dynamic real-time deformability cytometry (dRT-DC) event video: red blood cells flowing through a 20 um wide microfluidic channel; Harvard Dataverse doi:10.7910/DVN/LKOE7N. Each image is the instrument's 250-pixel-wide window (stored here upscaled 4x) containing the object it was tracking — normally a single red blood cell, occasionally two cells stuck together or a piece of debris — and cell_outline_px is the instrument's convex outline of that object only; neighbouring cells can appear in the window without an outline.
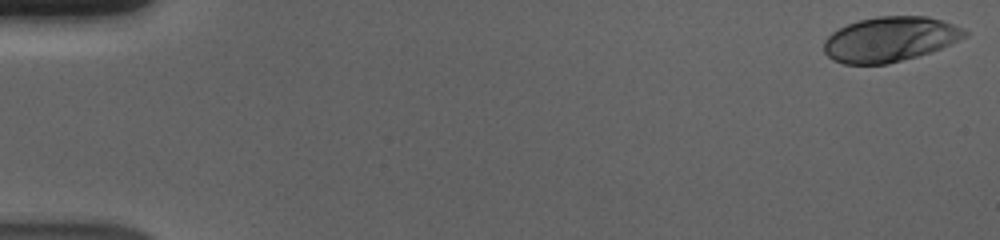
{"species": "human", "species_latin": "Homo sapiens", "temperature_condition": "cold", "stored_images_in_passage": 56, "camera_frame_rate_fps": 3000, "um_per_image_px": 0.085, "donor": {"sex": "male"}, "frame": {"image": 1, "passage_image": 1, "time_ms": 0.0, "image_size_px": [1000, 240], "cell_outline_px": [[968, 36], [940, 48], [916, 56], [888, 64], [844, 64], [832, 60], [824, 52], [824, 40], [832, 32], [848, 24], [860, 20], [880, 16], [928, 16], [944, 20], [964, 28], [968, 32]], "centroid_in_image_um": [75.66, 3.33], "position_along_channel_um": 9.3, "area_um2": 36.82}}
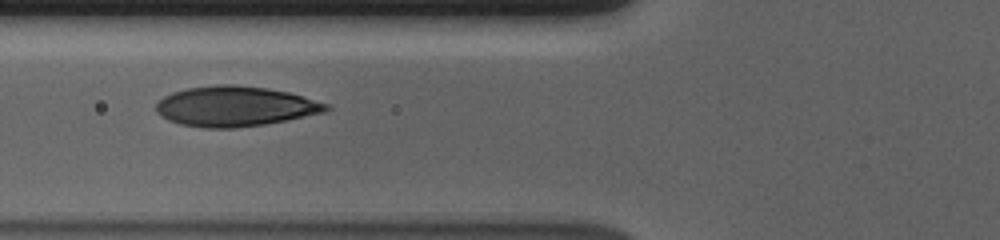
{"frame": {"image": 2, "passage_image": 22, "time_ms": 7.0, "image_size_px": [1000, 240], "cell_outline_px": [[332, 108], [324, 112], [264, 124], [236, 128], [204, 128], [180, 124], [168, 120], [160, 116], [156, 112], [156, 104], [164, 96], [172, 92], [188, 88], [216, 84], [236, 84], [268, 88], [288, 92], [328, 104]], "centroid_in_image_um": [19.94, 9.03], "position_along_channel_um": 105.9, "area_um2": 39.71}}
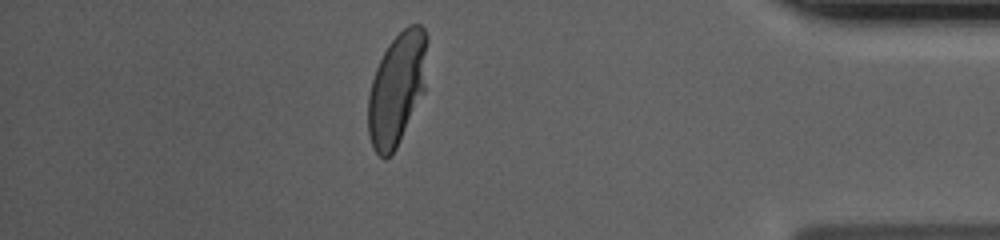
{"frame": {"image": 3, "passage_image": 49, "time_ms": 16.0, "image_size_px": [1000, 240], "cell_outline_px": [[428, 40], [424, 92], [392, 156], [384, 160], [372, 148], [368, 132], [368, 96], [372, 80], [376, 68], [388, 44], [408, 24], [420, 24], [424, 28], [428, 36]], "centroid_in_image_um": [33.74, 7.54], "position_along_channel_um": 401.5, "area_um2": 38.9}, "authors_computed_cell_mechanics": {"area_um2": 38.8705, "velocity_mm_per_s": 3.6686, "shape_relaxation_time_tau1_ms": 3.303, "shape_relaxation_time_tau2_ms": null, "deformation_change_tau1": 0.1922, "deformation_change_tau2": null}}